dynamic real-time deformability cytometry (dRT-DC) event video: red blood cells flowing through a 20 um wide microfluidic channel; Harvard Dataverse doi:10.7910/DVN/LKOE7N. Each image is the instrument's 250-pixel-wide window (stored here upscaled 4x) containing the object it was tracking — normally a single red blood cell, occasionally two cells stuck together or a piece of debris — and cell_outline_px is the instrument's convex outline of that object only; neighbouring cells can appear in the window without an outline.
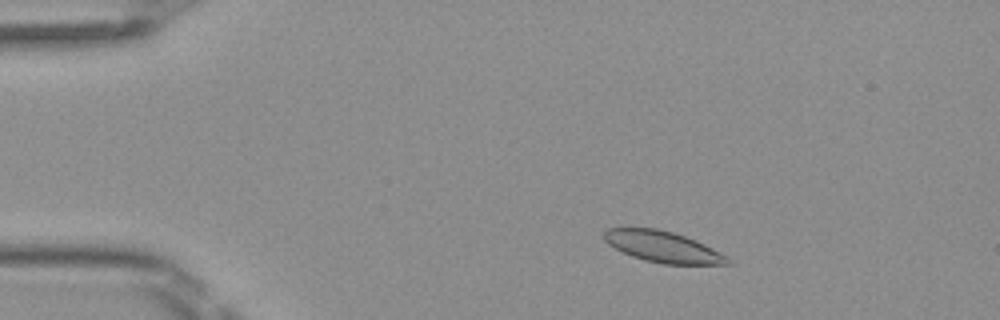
{"species": "Egyptian fruit bat (a non-hibernating species)", "species_latin": "Rousettus aegyptiacus", "temperature_condition": "room temperature", "stored_images_in_passage": 48, "camera_frame_rate_fps": 3000, "um_per_image_px": 0.085, "frame": {"image": 1, "passage_image": 7, "time_ms": 2.0, "image_size_px": [1000, 320], "cell_outline_px": [[732, 264], [664, 264], [644, 260], [632, 256], [608, 244], [604, 240], [604, 232], [608, 228], [656, 228], [672, 232], [696, 240], [728, 256], [732, 260]], "centroid_in_image_um": [56.37, 20.98], "position_along_channel_um": 28.6, "area_um2": 22.25}}
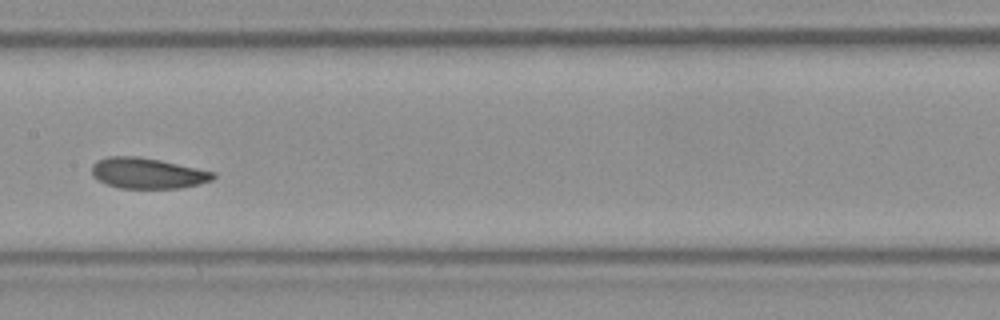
{"frame": {"image": 2, "passage_image": 24, "time_ms": 7.667, "image_size_px": [1000, 320], "cell_outline_px": [[216, 176], [212, 180], [200, 184], [180, 188], [120, 188], [108, 184], [92, 176], [92, 164], [96, 160], [108, 156], [140, 156], [160, 160], [216, 172]], "centroid_in_image_um": [12.55, 14.71], "position_along_channel_um": 194.8, "area_um2": 21.79}}
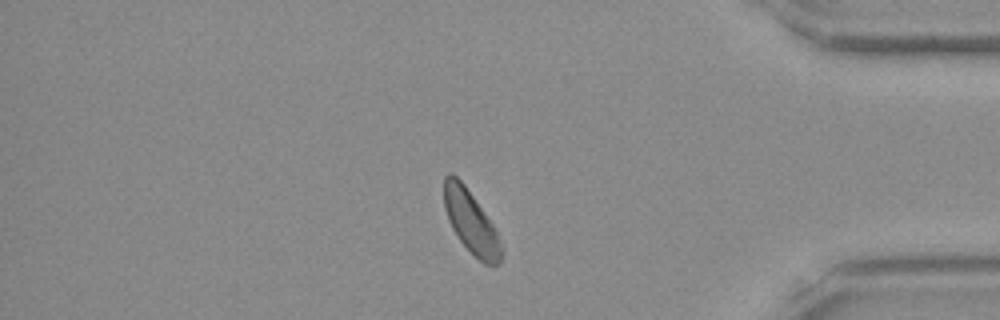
{"frame": {"image": 3, "passage_image": 41, "time_ms": 13.333, "image_size_px": [1000, 320], "cell_outline_px": [[500, 264], [484, 264], [460, 240], [452, 228], [448, 220], [444, 208], [444, 176], [448, 172], [452, 172], [464, 184], [492, 224], [496, 232], [500, 244]], "centroid_in_image_um": [39.97, 18.81], "position_along_channel_um": 395.2, "area_um2": 20.23}, "authors_computed_cell_mechanics": {"area_um2": 22.1663, "velocity_mm_per_s": 4.033, "shape_relaxation_time_tau1_ms": 2.2431, "shape_relaxation_time_tau2_ms": 2.882, "deformation_change_tau1": 0.075, "deformation_change_tau2": 0.0781}}